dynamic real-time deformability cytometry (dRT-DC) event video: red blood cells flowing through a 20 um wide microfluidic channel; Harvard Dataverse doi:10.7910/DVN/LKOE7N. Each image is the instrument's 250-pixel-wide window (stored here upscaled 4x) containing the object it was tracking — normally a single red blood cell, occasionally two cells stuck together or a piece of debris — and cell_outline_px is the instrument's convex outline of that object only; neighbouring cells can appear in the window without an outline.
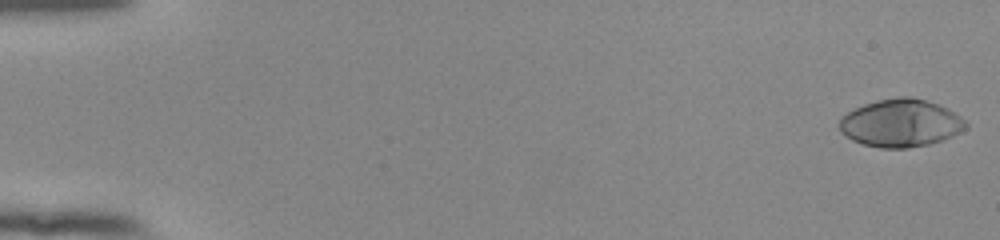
{"species": "human", "species_latin": "Homo sapiens", "temperature_condition": "room temperature", "stored_images_in_passage": 54, "camera_frame_rate_fps": 3000, "um_per_image_px": 0.085, "donor": {"sex": "female"}, "frame": {"image": 1, "passage_image": 1, "time_ms": 0.0, "image_size_px": [1000, 240], "cell_outline_px": [[968, 128], [952, 136], [928, 144], [908, 148], [880, 148], [864, 144], [852, 140], [840, 132], [840, 120], [848, 112], [864, 104], [876, 100], [900, 96], [912, 96], [948, 108], [960, 116], [968, 124]], "centroid_in_image_um": [76.57, 10.46], "position_along_channel_um": 8.4, "area_um2": 35.03}}
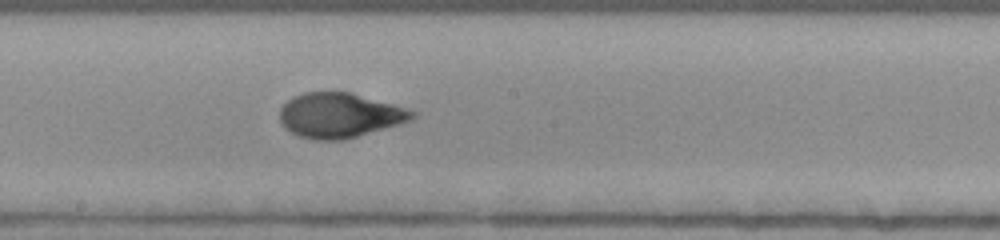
{"frame": {"image": 2, "passage_image": 31, "time_ms": 10.0, "image_size_px": [1000, 240], "cell_outline_px": [[416, 116], [412, 120], [400, 124], [344, 140], [316, 140], [300, 136], [284, 128], [280, 120], [280, 108], [292, 96], [304, 92], [348, 92], [408, 108], [416, 112]], "centroid_in_image_um": [28.87, 9.8], "position_along_channel_um": 219.3, "area_um2": 34.56}}
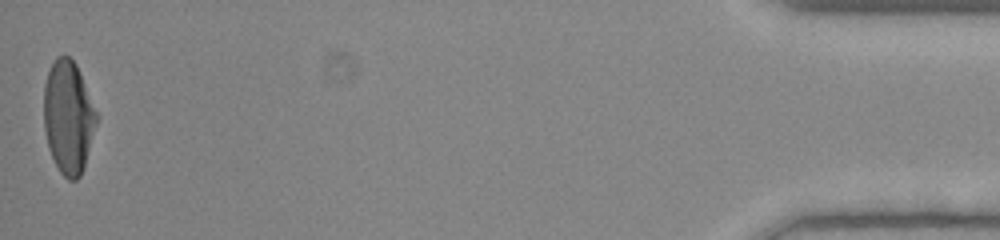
{"frame": {"image": 3, "passage_image": 54, "time_ms": 17.667, "image_size_px": [1000, 240], "cell_outline_px": [[96, 124], [84, 164], [80, 176], [76, 180], [68, 180], [60, 172], [48, 148], [44, 128], [44, 84], [48, 72], [56, 56], [68, 56], [76, 64], [80, 72], [96, 112]], "centroid_in_image_um": [5.78, 9.94], "position_along_channel_um": 429.4, "area_um2": 34.1}, "authors_computed_cell_mechanics": {"area_um2": 34.3043, "velocity_mm_per_s": 3.8661, "shape_relaxation_time_tau1_ms": 5.042, "shape_relaxation_time_tau2_ms": null, "deformation_change_tau1": 0.2443, "deformation_change_tau2": null}}